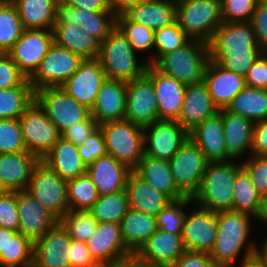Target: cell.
<instances>
[{
	"label": "cell",
	"mask_w": 267,
	"mask_h": 267,
	"mask_svg": "<svg viewBox=\"0 0 267 267\" xmlns=\"http://www.w3.org/2000/svg\"><path fill=\"white\" fill-rule=\"evenodd\" d=\"M26 191L59 219L70 209L67 180L62 179L41 160L33 170Z\"/></svg>",
	"instance_id": "9"
},
{
	"label": "cell",
	"mask_w": 267,
	"mask_h": 267,
	"mask_svg": "<svg viewBox=\"0 0 267 267\" xmlns=\"http://www.w3.org/2000/svg\"><path fill=\"white\" fill-rule=\"evenodd\" d=\"M54 43L80 55L83 59L97 58L100 43L78 25H55Z\"/></svg>",
	"instance_id": "36"
},
{
	"label": "cell",
	"mask_w": 267,
	"mask_h": 267,
	"mask_svg": "<svg viewBox=\"0 0 267 267\" xmlns=\"http://www.w3.org/2000/svg\"><path fill=\"white\" fill-rule=\"evenodd\" d=\"M250 217L234 210L216 213L217 238L209 256L217 267L234 266L249 237Z\"/></svg>",
	"instance_id": "5"
},
{
	"label": "cell",
	"mask_w": 267,
	"mask_h": 267,
	"mask_svg": "<svg viewBox=\"0 0 267 267\" xmlns=\"http://www.w3.org/2000/svg\"><path fill=\"white\" fill-rule=\"evenodd\" d=\"M99 128L105 139L107 154L133 171L145 155L143 127L123 119L103 123Z\"/></svg>",
	"instance_id": "6"
},
{
	"label": "cell",
	"mask_w": 267,
	"mask_h": 267,
	"mask_svg": "<svg viewBox=\"0 0 267 267\" xmlns=\"http://www.w3.org/2000/svg\"><path fill=\"white\" fill-rule=\"evenodd\" d=\"M97 58L109 80L133 81L142 77L149 65L136 60V51L117 26L100 43Z\"/></svg>",
	"instance_id": "3"
},
{
	"label": "cell",
	"mask_w": 267,
	"mask_h": 267,
	"mask_svg": "<svg viewBox=\"0 0 267 267\" xmlns=\"http://www.w3.org/2000/svg\"><path fill=\"white\" fill-rule=\"evenodd\" d=\"M250 23L260 48L264 53H267V2L259 1Z\"/></svg>",
	"instance_id": "56"
},
{
	"label": "cell",
	"mask_w": 267,
	"mask_h": 267,
	"mask_svg": "<svg viewBox=\"0 0 267 267\" xmlns=\"http://www.w3.org/2000/svg\"><path fill=\"white\" fill-rule=\"evenodd\" d=\"M217 112L219 109L214 105L207 85L203 81L187 85L184 103L176 121L189 132Z\"/></svg>",
	"instance_id": "27"
},
{
	"label": "cell",
	"mask_w": 267,
	"mask_h": 267,
	"mask_svg": "<svg viewBox=\"0 0 267 267\" xmlns=\"http://www.w3.org/2000/svg\"><path fill=\"white\" fill-rule=\"evenodd\" d=\"M227 161L243 155L252 148L254 122L241 115L222 109Z\"/></svg>",
	"instance_id": "33"
},
{
	"label": "cell",
	"mask_w": 267,
	"mask_h": 267,
	"mask_svg": "<svg viewBox=\"0 0 267 267\" xmlns=\"http://www.w3.org/2000/svg\"><path fill=\"white\" fill-rule=\"evenodd\" d=\"M131 171L125 164L107 153L87 167V174L91 177L99 195L125 190Z\"/></svg>",
	"instance_id": "29"
},
{
	"label": "cell",
	"mask_w": 267,
	"mask_h": 267,
	"mask_svg": "<svg viewBox=\"0 0 267 267\" xmlns=\"http://www.w3.org/2000/svg\"><path fill=\"white\" fill-rule=\"evenodd\" d=\"M99 129V124L95 119L89 115L84 121L75 123V125L68 127L61 137L70 141L75 146H81L95 131Z\"/></svg>",
	"instance_id": "55"
},
{
	"label": "cell",
	"mask_w": 267,
	"mask_h": 267,
	"mask_svg": "<svg viewBox=\"0 0 267 267\" xmlns=\"http://www.w3.org/2000/svg\"><path fill=\"white\" fill-rule=\"evenodd\" d=\"M117 27L126 36L135 51L145 52L154 48V31L152 29L127 21L122 15L117 16Z\"/></svg>",
	"instance_id": "48"
},
{
	"label": "cell",
	"mask_w": 267,
	"mask_h": 267,
	"mask_svg": "<svg viewBox=\"0 0 267 267\" xmlns=\"http://www.w3.org/2000/svg\"><path fill=\"white\" fill-rule=\"evenodd\" d=\"M124 119L142 127L159 120L155 89L146 74L127 82Z\"/></svg>",
	"instance_id": "15"
},
{
	"label": "cell",
	"mask_w": 267,
	"mask_h": 267,
	"mask_svg": "<svg viewBox=\"0 0 267 267\" xmlns=\"http://www.w3.org/2000/svg\"><path fill=\"white\" fill-rule=\"evenodd\" d=\"M263 197L258 193L249 174L242 167L236 174L233 184L232 210L245 213L258 219L261 213Z\"/></svg>",
	"instance_id": "39"
},
{
	"label": "cell",
	"mask_w": 267,
	"mask_h": 267,
	"mask_svg": "<svg viewBox=\"0 0 267 267\" xmlns=\"http://www.w3.org/2000/svg\"><path fill=\"white\" fill-rule=\"evenodd\" d=\"M86 244L91 257L99 266L132 255L124 245L119 223H98L95 233Z\"/></svg>",
	"instance_id": "22"
},
{
	"label": "cell",
	"mask_w": 267,
	"mask_h": 267,
	"mask_svg": "<svg viewBox=\"0 0 267 267\" xmlns=\"http://www.w3.org/2000/svg\"><path fill=\"white\" fill-rule=\"evenodd\" d=\"M80 25L83 30L102 43L117 26V15L112 11L93 12L78 7H68L58 2L55 25Z\"/></svg>",
	"instance_id": "18"
},
{
	"label": "cell",
	"mask_w": 267,
	"mask_h": 267,
	"mask_svg": "<svg viewBox=\"0 0 267 267\" xmlns=\"http://www.w3.org/2000/svg\"><path fill=\"white\" fill-rule=\"evenodd\" d=\"M128 200L125 190L107 195H99L88 210L98 223H119L128 211Z\"/></svg>",
	"instance_id": "41"
},
{
	"label": "cell",
	"mask_w": 267,
	"mask_h": 267,
	"mask_svg": "<svg viewBox=\"0 0 267 267\" xmlns=\"http://www.w3.org/2000/svg\"><path fill=\"white\" fill-rule=\"evenodd\" d=\"M249 244L245 250L240 267H267L265 262L256 254L257 246L254 243Z\"/></svg>",
	"instance_id": "62"
},
{
	"label": "cell",
	"mask_w": 267,
	"mask_h": 267,
	"mask_svg": "<svg viewBox=\"0 0 267 267\" xmlns=\"http://www.w3.org/2000/svg\"><path fill=\"white\" fill-rule=\"evenodd\" d=\"M18 120L27 152L42 160L61 137L57 127L35 100Z\"/></svg>",
	"instance_id": "11"
},
{
	"label": "cell",
	"mask_w": 267,
	"mask_h": 267,
	"mask_svg": "<svg viewBox=\"0 0 267 267\" xmlns=\"http://www.w3.org/2000/svg\"><path fill=\"white\" fill-rule=\"evenodd\" d=\"M145 74L152 80L158 102L159 120H177L185 97L187 85L159 72L152 64Z\"/></svg>",
	"instance_id": "21"
},
{
	"label": "cell",
	"mask_w": 267,
	"mask_h": 267,
	"mask_svg": "<svg viewBox=\"0 0 267 267\" xmlns=\"http://www.w3.org/2000/svg\"><path fill=\"white\" fill-rule=\"evenodd\" d=\"M67 195L72 210L88 211L99 198L97 188L87 173L67 180Z\"/></svg>",
	"instance_id": "44"
},
{
	"label": "cell",
	"mask_w": 267,
	"mask_h": 267,
	"mask_svg": "<svg viewBox=\"0 0 267 267\" xmlns=\"http://www.w3.org/2000/svg\"><path fill=\"white\" fill-rule=\"evenodd\" d=\"M18 119H0V154L26 152Z\"/></svg>",
	"instance_id": "49"
},
{
	"label": "cell",
	"mask_w": 267,
	"mask_h": 267,
	"mask_svg": "<svg viewBox=\"0 0 267 267\" xmlns=\"http://www.w3.org/2000/svg\"><path fill=\"white\" fill-rule=\"evenodd\" d=\"M70 241L59 223L33 242V263L38 267H70Z\"/></svg>",
	"instance_id": "23"
},
{
	"label": "cell",
	"mask_w": 267,
	"mask_h": 267,
	"mask_svg": "<svg viewBox=\"0 0 267 267\" xmlns=\"http://www.w3.org/2000/svg\"><path fill=\"white\" fill-rule=\"evenodd\" d=\"M78 151L86 167L107 153L105 139L100 128L85 140L81 146H78Z\"/></svg>",
	"instance_id": "54"
},
{
	"label": "cell",
	"mask_w": 267,
	"mask_h": 267,
	"mask_svg": "<svg viewBox=\"0 0 267 267\" xmlns=\"http://www.w3.org/2000/svg\"><path fill=\"white\" fill-rule=\"evenodd\" d=\"M34 100L32 85L0 89V119H18Z\"/></svg>",
	"instance_id": "40"
},
{
	"label": "cell",
	"mask_w": 267,
	"mask_h": 267,
	"mask_svg": "<svg viewBox=\"0 0 267 267\" xmlns=\"http://www.w3.org/2000/svg\"><path fill=\"white\" fill-rule=\"evenodd\" d=\"M100 267H144L136 261L134 254L113 262L102 264Z\"/></svg>",
	"instance_id": "64"
},
{
	"label": "cell",
	"mask_w": 267,
	"mask_h": 267,
	"mask_svg": "<svg viewBox=\"0 0 267 267\" xmlns=\"http://www.w3.org/2000/svg\"><path fill=\"white\" fill-rule=\"evenodd\" d=\"M181 237L185 250L210 253L217 238L216 213L201 207L186 213Z\"/></svg>",
	"instance_id": "19"
},
{
	"label": "cell",
	"mask_w": 267,
	"mask_h": 267,
	"mask_svg": "<svg viewBox=\"0 0 267 267\" xmlns=\"http://www.w3.org/2000/svg\"><path fill=\"white\" fill-rule=\"evenodd\" d=\"M241 168V163L233 160L208 162L199 189L192 197L193 202L214 213L232 210L233 184Z\"/></svg>",
	"instance_id": "2"
},
{
	"label": "cell",
	"mask_w": 267,
	"mask_h": 267,
	"mask_svg": "<svg viewBox=\"0 0 267 267\" xmlns=\"http://www.w3.org/2000/svg\"><path fill=\"white\" fill-rule=\"evenodd\" d=\"M54 43L53 29H24L20 39L7 52L29 79Z\"/></svg>",
	"instance_id": "13"
},
{
	"label": "cell",
	"mask_w": 267,
	"mask_h": 267,
	"mask_svg": "<svg viewBox=\"0 0 267 267\" xmlns=\"http://www.w3.org/2000/svg\"><path fill=\"white\" fill-rule=\"evenodd\" d=\"M127 82L107 79L97 93L90 115L101 125L123 120L126 109Z\"/></svg>",
	"instance_id": "26"
},
{
	"label": "cell",
	"mask_w": 267,
	"mask_h": 267,
	"mask_svg": "<svg viewBox=\"0 0 267 267\" xmlns=\"http://www.w3.org/2000/svg\"><path fill=\"white\" fill-rule=\"evenodd\" d=\"M122 16L155 31L176 22V0H144Z\"/></svg>",
	"instance_id": "30"
},
{
	"label": "cell",
	"mask_w": 267,
	"mask_h": 267,
	"mask_svg": "<svg viewBox=\"0 0 267 267\" xmlns=\"http://www.w3.org/2000/svg\"><path fill=\"white\" fill-rule=\"evenodd\" d=\"M185 251L181 234L157 229L134 255L144 267H172Z\"/></svg>",
	"instance_id": "16"
},
{
	"label": "cell",
	"mask_w": 267,
	"mask_h": 267,
	"mask_svg": "<svg viewBox=\"0 0 267 267\" xmlns=\"http://www.w3.org/2000/svg\"><path fill=\"white\" fill-rule=\"evenodd\" d=\"M189 137L208 162H227L222 109L189 131Z\"/></svg>",
	"instance_id": "25"
},
{
	"label": "cell",
	"mask_w": 267,
	"mask_h": 267,
	"mask_svg": "<svg viewBox=\"0 0 267 267\" xmlns=\"http://www.w3.org/2000/svg\"><path fill=\"white\" fill-rule=\"evenodd\" d=\"M176 21L191 39L209 43L223 23L221 0H176Z\"/></svg>",
	"instance_id": "7"
},
{
	"label": "cell",
	"mask_w": 267,
	"mask_h": 267,
	"mask_svg": "<svg viewBox=\"0 0 267 267\" xmlns=\"http://www.w3.org/2000/svg\"><path fill=\"white\" fill-rule=\"evenodd\" d=\"M142 1L144 0H108V5L110 10L118 16Z\"/></svg>",
	"instance_id": "63"
},
{
	"label": "cell",
	"mask_w": 267,
	"mask_h": 267,
	"mask_svg": "<svg viewBox=\"0 0 267 267\" xmlns=\"http://www.w3.org/2000/svg\"><path fill=\"white\" fill-rule=\"evenodd\" d=\"M259 0H221L223 22H250Z\"/></svg>",
	"instance_id": "50"
},
{
	"label": "cell",
	"mask_w": 267,
	"mask_h": 267,
	"mask_svg": "<svg viewBox=\"0 0 267 267\" xmlns=\"http://www.w3.org/2000/svg\"><path fill=\"white\" fill-rule=\"evenodd\" d=\"M18 232L32 242L59 224L60 219L39 203L28 191H17Z\"/></svg>",
	"instance_id": "17"
},
{
	"label": "cell",
	"mask_w": 267,
	"mask_h": 267,
	"mask_svg": "<svg viewBox=\"0 0 267 267\" xmlns=\"http://www.w3.org/2000/svg\"><path fill=\"white\" fill-rule=\"evenodd\" d=\"M191 38L181 29L176 21L172 25L154 31L155 55L151 56L148 64H154L162 55L172 52L185 45ZM157 52V53H156Z\"/></svg>",
	"instance_id": "46"
},
{
	"label": "cell",
	"mask_w": 267,
	"mask_h": 267,
	"mask_svg": "<svg viewBox=\"0 0 267 267\" xmlns=\"http://www.w3.org/2000/svg\"><path fill=\"white\" fill-rule=\"evenodd\" d=\"M257 220L267 224V197L263 199L261 213Z\"/></svg>",
	"instance_id": "67"
},
{
	"label": "cell",
	"mask_w": 267,
	"mask_h": 267,
	"mask_svg": "<svg viewBox=\"0 0 267 267\" xmlns=\"http://www.w3.org/2000/svg\"><path fill=\"white\" fill-rule=\"evenodd\" d=\"M31 85L27 77L7 53L0 55V89Z\"/></svg>",
	"instance_id": "52"
},
{
	"label": "cell",
	"mask_w": 267,
	"mask_h": 267,
	"mask_svg": "<svg viewBox=\"0 0 267 267\" xmlns=\"http://www.w3.org/2000/svg\"><path fill=\"white\" fill-rule=\"evenodd\" d=\"M0 227L18 231L17 191H5L0 195Z\"/></svg>",
	"instance_id": "53"
},
{
	"label": "cell",
	"mask_w": 267,
	"mask_h": 267,
	"mask_svg": "<svg viewBox=\"0 0 267 267\" xmlns=\"http://www.w3.org/2000/svg\"><path fill=\"white\" fill-rule=\"evenodd\" d=\"M40 159L30 152L0 154V184L5 191L26 190Z\"/></svg>",
	"instance_id": "28"
},
{
	"label": "cell",
	"mask_w": 267,
	"mask_h": 267,
	"mask_svg": "<svg viewBox=\"0 0 267 267\" xmlns=\"http://www.w3.org/2000/svg\"><path fill=\"white\" fill-rule=\"evenodd\" d=\"M143 129L145 155L161 160L169 161L189 137L175 120H157Z\"/></svg>",
	"instance_id": "14"
},
{
	"label": "cell",
	"mask_w": 267,
	"mask_h": 267,
	"mask_svg": "<svg viewBox=\"0 0 267 267\" xmlns=\"http://www.w3.org/2000/svg\"><path fill=\"white\" fill-rule=\"evenodd\" d=\"M242 167L249 174L251 181L258 193L267 197V156L251 155L247 160L241 162Z\"/></svg>",
	"instance_id": "51"
},
{
	"label": "cell",
	"mask_w": 267,
	"mask_h": 267,
	"mask_svg": "<svg viewBox=\"0 0 267 267\" xmlns=\"http://www.w3.org/2000/svg\"><path fill=\"white\" fill-rule=\"evenodd\" d=\"M23 25L11 0H0V51L7 53L20 39Z\"/></svg>",
	"instance_id": "42"
},
{
	"label": "cell",
	"mask_w": 267,
	"mask_h": 267,
	"mask_svg": "<svg viewBox=\"0 0 267 267\" xmlns=\"http://www.w3.org/2000/svg\"><path fill=\"white\" fill-rule=\"evenodd\" d=\"M25 267H38L37 265H35L34 263L30 264V265H27Z\"/></svg>",
	"instance_id": "69"
},
{
	"label": "cell",
	"mask_w": 267,
	"mask_h": 267,
	"mask_svg": "<svg viewBox=\"0 0 267 267\" xmlns=\"http://www.w3.org/2000/svg\"><path fill=\"white\" fill-rule=\"evenodd\" d=\"M192 201L191 197L171 201L156 215L157 228L172 234H181L186 215L183 210L192 204Z\"/></svg>",
	"instance_id": "47"
},
{
	"label": "cell",
	"mask_w": 267,
	"mask_h": 267,
	"mask_svg": "<svg viewBox=\"0 0 267 267\" xmlns=\"http://www.w3.org/2000/svg\"><path fill=\"white\" fill-rule=\"evenodd\" d=\"M120 226L124 245L132 254L158 229L156 216L132 209H128Z\"/></svg>",
	"instance_id": "35"
},
{
	"label": "cell",
	"mask_w": 267,
	"mask_h": 267,
	"mask_svg": "<svg viewBox=\"0 0 267 267\" xmlns=\"http://www.w3.org/2000/svg\"><path fill=\"white\" fill-rule=\"evenodd\" d=\"M208 44L212 61L242 76L264 53L250 22H223Z\"/></svg>",
	"instance_id": "1"
},
{
	"label": "cell",
	"mask_w": 267,
	"mask_h": 267,
	"mask_svg": "<svg viewBox=\"0 0 267 267\" xmlns=\"http://www.w3.org/2000/svg\"><path fill=\"white\" fill-rule=\"evenodd\" d=\"M133 171L157 191L166 194L172 201L186 197L177 188L167 160L144 155Z\"/></svg>",
	"instance_id": "34"
},
{
	"label": "cell",
	"mask_w": 267,
	"mask_h": 267,
	"mask_svg": "<svg viewBox=\"0 0 267 267\" xmlns=\"http://www.w3.org/2000/svg\"><path fill=\"white\" fill-rule=\"evenodd\" d=\"M252 155L267 156V119L254 123Z\"/></svg>",
	"instance_id": "60"
},
{
	"label": "cell",
	"mask_w": 267,
	"mask_h": 267,
	"mask_svg": "<svg viewBox=\"0 0 267 267\" xmlns=\"http://www.w3.org/2000/svg\"><path fill=\"white\" fill-rule=\"evenodd\" d=\"M125 192L129 209L154 216L172 201L166 194L157 191L141 179L134 171H131L127 178Z\"/></svg>",
	"instance_id": "31"
},
{
	"label": "cell",
	"mask_w": 267,
	"mask_h": 267,
	"mask_svg": "<svg viewBox=\"0 0 267 267\" xmlns=\"http://www.w3.org/2000/svg\"><path fill=\"white\" fill-rule=\"evenodd\" d=\"M204 82L214 105L219 110L226 109L246 86L244 76L225 69L211 59L205 70Z\"/></svg>",
	"instance_id": "24"
},
{
	"label": "cell",
	"mask_w": 267,
	"mask_h": 267,
	"mask_svg": "<svg viewBox=\"0 0 267 267\" xmlns=\"http://www.w3.org/2000/svg\"><path fill=\"white\" fill-rule=\"evenodd\" d=\"M5 192V189L0 184V195H2Z\"/></svg>",
	"instance_id": "68"
},
{
	"label": "cell",
	"mask_w": 267,
	"mask_h": 267,
	"mask_svg": "<svg viewBox=\"0 0 267 267\" xmlns=\"http://www.w3.org/2000/svg\"><path fill=\"white\" fill-rule=\"evenodd\" d=\"M260 250L256 249V254L265 262V264L267 265V238L264 241V243L262 244L261 247H259Z\"/></svg>",
	"instance_id": "66"
},
{
	"label": "cell",
	"mask_w": 267,
	"mask_h": 267,
	"mask_svg": "<svg viewBox=\"0 0 267 267\" xmlns=\"http://www.w3.org/2000/svg\"><path fill=\"white\" fill-rule=\"evenodd\" d=\"M35 101L62 134L68 127L84 121L90 109L77 102L61 87H46L35 90Z\"/></svg>",
	"instance_id": "8"
},
{
	"label": "cell",
	"mask_w": 267,
	"mask_h": 267,
	"mask_svg": "<svg viewBox=\"0 0 267 267\" xmlns=\"http://www.w3.org/2000/svg\"><path fill=\"white\" fill-rule=\"evenodd\" d=\"M70 267H100L91 257L85 242L71 239L70 241Z\"/></svg>",
	"instance_id": "58"
},
{
	"label": "cell",
	"mask_w": 267,
	"mask_h": 267,
	"mask_svg": "<svg viewBox=\"0 0 267 267\" xmlns=\"http://www.w3.org/2000/svg\"><path fill=\"white\" fill-rule=\"evenodd\" d=\"M226 110L246 117L254 123L267 119V89L245 86Z\"/></svg>",
	"instance_id": "38"
},
{
	"label": "cell",
	"mask_w": 267,
	"mask_h": 267,
	"mask_svg": "<svg viewBox=\"0 0 267 267\" xmlns=\"http://www.w3.org/2000/svg\"><path fill=\"white\" fill-rule=\"evenodd\" d=\"M84 59L53 43L35 73L28 79L34 91L61 87L78 69Z\"/></svg>",
	"instance_id": "10"
},
{
	"label": "cell",
	"mask_w": 267,
	"mask_h": 267,
	"mask_svg": "<svg viewBox=\"0 0 267 267\" xmlns=\"http://www.w3.org/2000/svg\"><path fill=\"white\" fill-rule=\"evenodd\" d=\"M24 29H53L59 0H11Z\"/></svg>",
	"instance_id": "37"
},
{
	"label": "cell",
	"mask_w": 267,
	"mask_h": 267,
	"mask_svg": "<svg viewBox=\"0 0 267 267\" xmlns=\"http://www.w3.org/2000/svg\"><path fill=\"white\" fill-rule=\"evenodd\" d=\"M33 263V242L18 231L9 229V241L0 253V267H25Z\"/></svg>",
	"instance_id": "43"
},
{
	"label": "cell",
	"mask_w": 267,
	"mask_h": 267,
	"mask_svg": "<svg viewBox=\"0 0 267 267\" xmlns=\"http://www.w3.org/2000/svg\"><path fill=\"white\" fill-rule=\"evenodd\" d=\"M59 223L71 239L85 243L95 233L98 226L96 219L86 210L69 209L60 218Z\"/></svg>",
	"instance_id": "45"
},
{
	"label": "cell",
	"mask_w": 267,
	"mask_h": 267,
	"mask_svg": "<svg viewBox=\"0 0 267 267\" xmlns=\"http://www.w3.org/2000/svg\"><path fill=\"white\" fill-rule=\"evenodd\" d=\"M62 179L70 180L87 173L78 147L60 137L51 150L41 160Z\"/></svg>",
	"instance_id": "32"
},
{
	"label": "cell",
	"mask_w": 267,
	"mask_h": 267,
	"mask_svg": "<svg viewBox=\"0 0 267 267\" xmlns=\"http://www.w3.org/2000/svg\"><path fill=\"white\" fill-rule=\"evenodd\" d=\"M177 188L193 197L199 189L204 168L208 161L190 137L168 161Z\"/></svg>",
	"instance_id": "12"
},
{
	"label": "cell",
	"mask_w": 267,
	"mask_h": 267,
	"mask_svg": "<svg viewBox=\"0 0 267 267\" xmlns=\"http://www.w3.org/2000/svg\"><path fill=\"white\" fill-rule=\"evenodd\" d=\"M65 6L78 7L93 12L111 11L108 0H59Z\"/></svg>",
	"instance_id": "61"
},
{
	"label": "cell",
	"mask_w": 267,
	"mask_h": 267,
	"mask_svg": "<svg viewBox=\"0 0 267 267\" xmlns=\"http://www.w3.org/2000/svg\"><path fill=\"white\" fill-rule=\"evenodd\" d=\"M9 241V229L0 227V253L5 251Z\"/></svg>",
	"instance_id": "65"
},
{
	"label": "cell",
	"mask_w": 267,
	"mask_h": 267,
	"mask_svg": "<svg viewBox=\"0 0 267 267\" xmlns=\"http://www.w3.org/2000/svg\"><path fill=\"white\" fill-rule=\"evenodd\" d=\"M209 60V44L190 39L185 45L162 55L153 66L159 72L190 85L204 81Z\"/></svg>",
	"instance_id": "4"
},
{
	"label": "cell",
	"mask_w": 267,
	"mask_h": 267,
	"mask_svg": "<svg viewBox=\"0 0 267 267\" xmlns=\"http://www.w3.org/2000/svg\"><path fill=\"white\" fill-rule=\"evenodd\" d=\"M249 87L267 89V53H263L244 76Z\"/></svg>",
	"instance_id": "57"
},
{
	"label": "cell",
	"mask_w": 267,
	"mask_h": 267,
	"mask_svg": "<svg viewBox=\"0 0 267 267\" xmlns=\"http://www.w3.org/2000/svg\"><path fill=\"white\" fill-rule=\"evenodd\" d=\"M107 80L98 58L84 59L79 69L61 88L80 104L91 110L97 93Z\"/></svg>",
	"instance_id": "20"
},
{
	"label": "cell",
	"mask_w": 267,
	"mask_h": 267,
	"mask_svg": "<svg viewBox=\"0 0 267 267\" xmlns=\"http://www.w3.org/2000/svg\"><path fill=\"white\" fill-rule=\"evenodd\" d=\"M172 267H217L209 253L185 251Z\"/></svg>",
	"instance_id": "59"
}]
</instances>
